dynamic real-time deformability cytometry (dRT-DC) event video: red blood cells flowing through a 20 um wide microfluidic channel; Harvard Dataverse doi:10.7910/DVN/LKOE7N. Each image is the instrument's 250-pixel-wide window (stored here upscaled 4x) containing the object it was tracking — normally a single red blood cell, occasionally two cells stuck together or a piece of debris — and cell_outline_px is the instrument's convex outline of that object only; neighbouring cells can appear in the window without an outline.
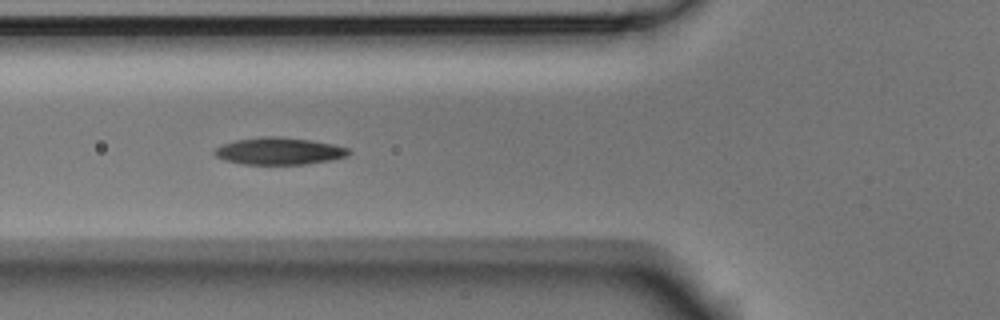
{"species": "Egyptian fruit bat (a non-hibernating species)", "species_latin": "Rousettus aegyptiacus", "temperature_condition": "room temperature", "stored_images_in_passage": 7, "camera_frame_rate_fps": 3000, "um_per_image_px": 0.085, "animal": {"sex": "male"}, "frame": {"image": 1, "passage_image": 5, "time_ms": 1.333, "image_size_px": [1000, 320], "cell_outline_px": [[352, 152], [348, 156], [332, 160], [304, 164], [244, 164], [224, 160], [216, 156], [212, 152], [216, 148], [224, 144], [236, 140], [260, 136], [280, 136], [312, 140], [332, 144], [348, 148]], "centroid_in_image_um": [23.74, 12.83], "position_along_channel_um": 102.1, "area_um2": 21.27}}
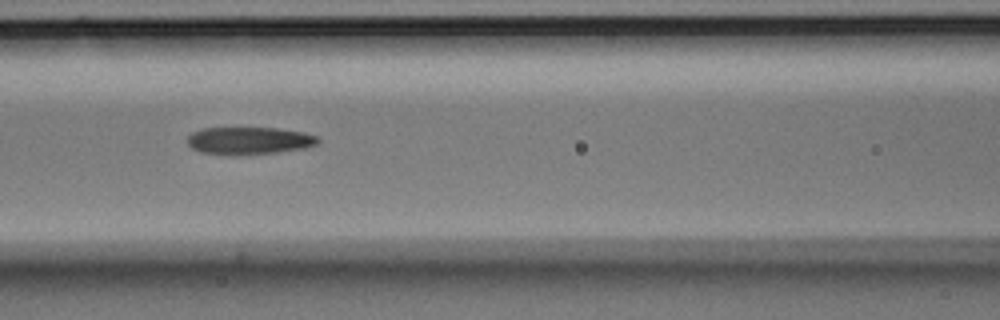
{"frame": {"image": 2, "passage_image": 6, "time_ms": 1.667, "image_size_px": [1000, 320], "cell_outline_px": [[320, 140], [316, 144], [304, 148], [276, 152], [200, 152], [192, 148], [188, 144], [188, 136], [192, 132], [200, 128], [276, 128], [304, 132], [316, 136]], "centroid_in_image_um": [21.19, 11.9], "position_along_channel_um": 145.4, "area_um2": 19.88}}
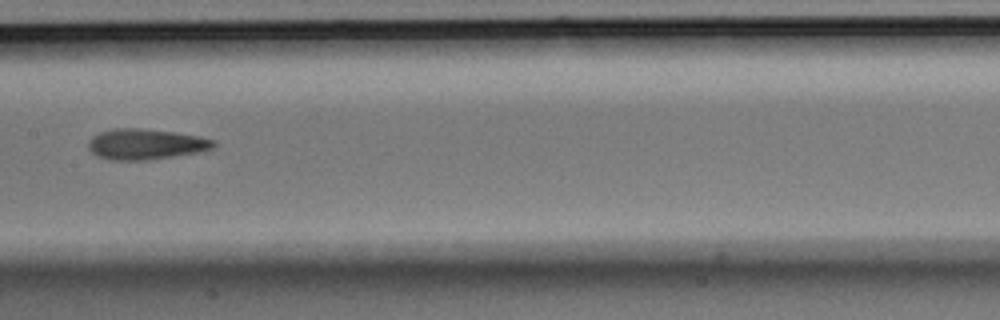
{"frame": {"image": 3, "passage_image": 7, "time_ms": 2.0, "image_size_px": [1000, 320], "cell_outline_px": [[216, 144], [212, 148], [196, 152], [148, 160], [108, 160], [96, 156], [88, 148], [88, 140], [92, 136], [100, 132], [116, 128], [140, 128], [172, 132], [200, 136], [216, 140]], "centroid_in_image_um": [12.34, 12.25], "position_along_channel_um": 195.1, "area_um2": 22.31}}